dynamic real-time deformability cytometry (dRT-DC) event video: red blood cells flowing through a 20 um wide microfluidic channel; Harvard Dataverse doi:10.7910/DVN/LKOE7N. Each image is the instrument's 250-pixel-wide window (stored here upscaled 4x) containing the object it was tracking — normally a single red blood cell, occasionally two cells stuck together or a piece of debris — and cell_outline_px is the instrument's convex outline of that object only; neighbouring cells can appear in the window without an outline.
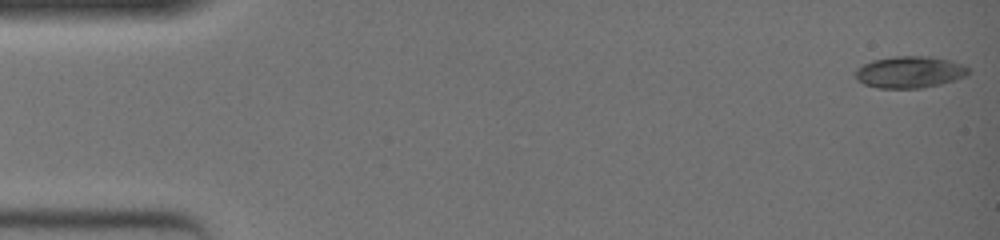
{"species": "common noctule bat (a hibernating species)", "species_latin": "Nyctalus noctula", "temperature_condition": "warm", "stored_images_in_passage": 51, "camera_frame_rate_fps": 3000, "um_per_image_px": 0.085, "animal": {"sex": "female", "body_mass_g": 19.0, "forearm_length_mm": 51.5}, "frame": {"image": 1, "passage_image": 1, "time_ms": 0.0, "image_size_px": [1000, 240], "cell_outline_px": [[968, 72], [964, 76], [956, 80], [940, 84], [920, 88], [876, 88], [864, 84], [856, 80], [856, 68], [872, 60], [892, 56], [928, 56], [952, 60], [968, 68]], "centroid_in_image_um": [77.29, 6.12], "position_along_channel_um": 7.7, "area_um2": 20.92}}
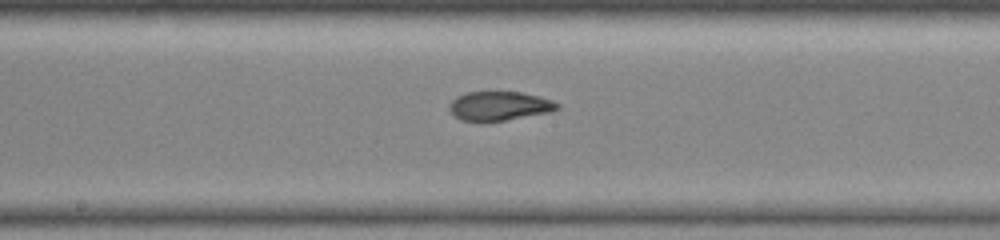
{"frame": {"image": 2, "passage_image": 28, "time_ms": 9.0, "image_size_px": [1000, 240], "cell_outline_px": [[560, 108], [552, 112], [504, 120], [460, 120], [452, 116], [448, 108], [448, 104], [456, 96], [468, 92], [520, 92], [540, 96], [552, 100], [560, 104]], "centroid_in_image_um": [42.44, 8.99], "position_along_channel_um": 205.8, "area_um2": 18.32}}
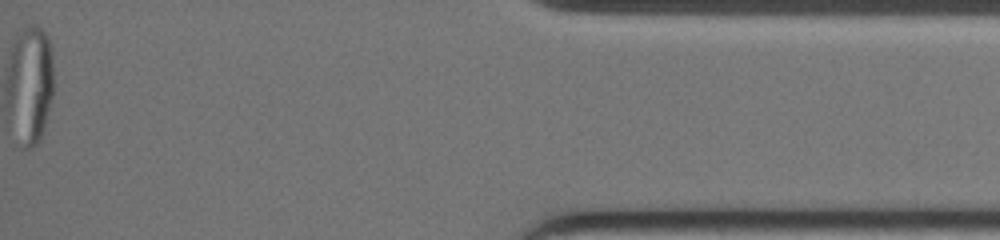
{"frame": {"image": 3, "passage_image": 51, "time_ms": 16.667, "image_size_px": [1000, 240], "cell_outline_px": [[52, 92], [40, 136], [32, 144], [28, 144], [28, 140], [32, 28], [36, 28], [44, 32], [48, 40], [52, 68]], "centroid_in_image_um": [3.34, 7.12], "position_along_channel_um": 431.9, "area_um2": 14.57}}